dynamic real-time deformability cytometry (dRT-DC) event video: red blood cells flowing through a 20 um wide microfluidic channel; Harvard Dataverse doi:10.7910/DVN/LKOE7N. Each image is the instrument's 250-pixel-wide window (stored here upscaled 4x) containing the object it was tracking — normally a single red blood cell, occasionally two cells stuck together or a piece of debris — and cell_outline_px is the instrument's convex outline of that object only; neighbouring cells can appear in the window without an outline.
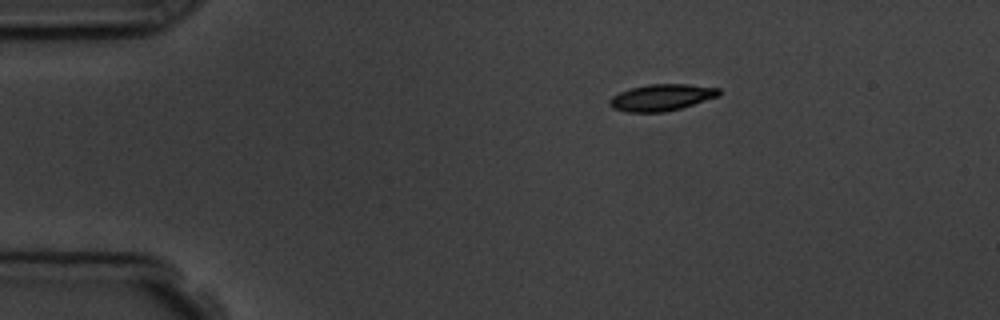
{"species": "common noctule bat (a hibernating species)", "species_latin": "Nyctalus noctula", "temperature_condition": "room temperature", "stored_images_in_passage": 4, "camera_frame_rate_fps": 3000, "um_per_image_px": 0.085, "animal": {"sex": "male", "body_mass_g": 19.5, "forearm_length_mm": 54.6}, "frame": {"image": 1, "passage_image": 1, "time_ms": 0.0, "image_size_px": [1000, 320], "cell_outline_px": [[720, 96], [680, 108], [664, 112], [624, 112], [612, 108], [608, 104], [608, 100], [612, 96], [620, 92], [632, 88], [648, 84], [688, 84], [720, 88]], "centroid_in_image_um": [56.21, 8.29], "position_along_channel_um": 28.8, "area_um2": 16.99}}
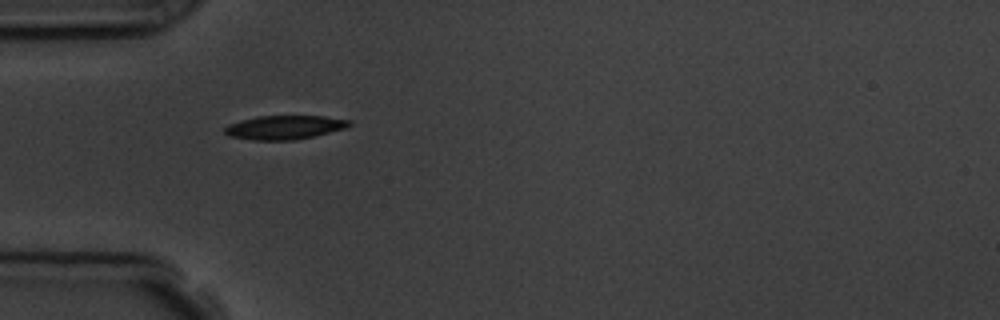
{"frame": {"image": 2, "passage_image": 3, "time_ms": 2.333, "image_size_px": [1000, 320], "cell_outline_px": [[352, 124], [344, 128], [296, 140], [252, 140], [228, 136], [224, 132], [224, 128], [228, 124], [240, 120], [256, 116], [324, 116], [352, 120]], "centroid_in_image_um": [24.14, 10.82], "position_along_channel_um": 60.9, "area_um2": 17.34}}